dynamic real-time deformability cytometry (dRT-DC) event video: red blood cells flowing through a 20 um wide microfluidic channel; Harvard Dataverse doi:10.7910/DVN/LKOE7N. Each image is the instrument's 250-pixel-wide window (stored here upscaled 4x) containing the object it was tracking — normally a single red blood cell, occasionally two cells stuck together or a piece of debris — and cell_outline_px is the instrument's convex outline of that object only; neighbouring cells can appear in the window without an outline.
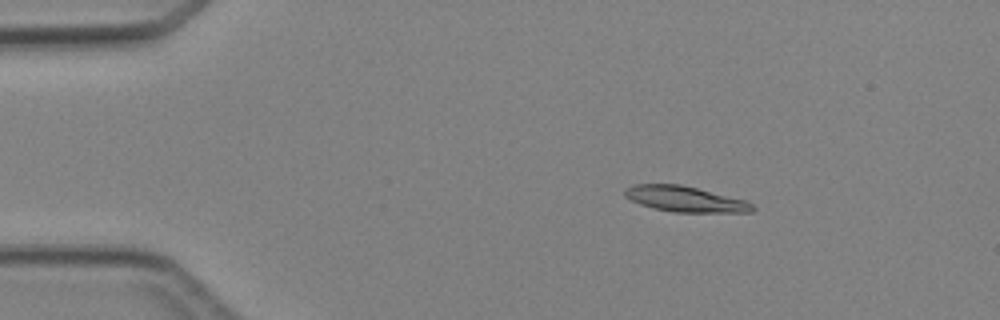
{"species": "Egyptian fruit bat (a non-hibernating species)", "species_latin": "Rousettus aegyptiacus", "temperature_condition": "cold", "stored_images_in_passage": 6, "camera_frame_rate_fps": 3000, "um_per_image_px": 0.085, "animal": {"sex": "female"}, "frame": {"image": 1, "passage_image": 3, "time_ms": 2.333, "image_size_px": [1000, 320], "cell_outline_px": [[756, 208], [752, 212], [672, 212], [652, 208], [640, 204], [624, 196], [624, 188], [636, 184], [680, 184], [748, 200]], "centroid_in_image_um": [58.25, 16.92], "position_along_channel_um": 26.7, "area_um2": 19.19}}
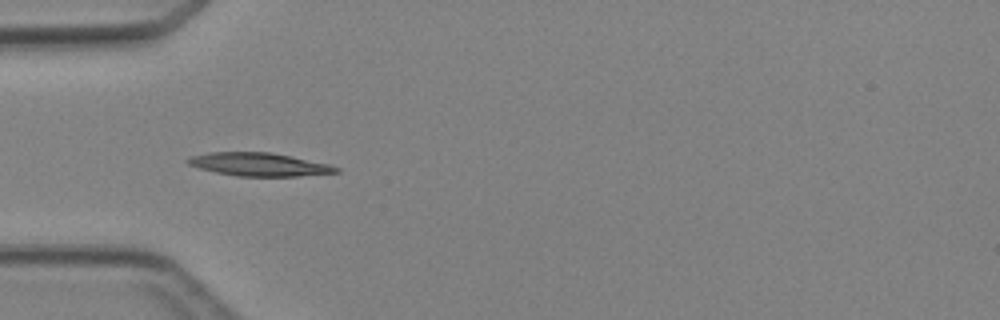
{"frame": {"image": 2, "passage_image": 5, "time_ms": 4.667, "image_size_px": [1000, 320], "cell_outline_px": [[340, 172], [300, 176], [236, 176], [216, 172], [200, 168], [188, 164], [184, 160], [188, 156], [208, 152], [268, 152], [292, 156], [328, 164], [340, 168]], "centroid_in_image_um": [21.99, 13.97], "position_along_channel_um": 63.0, "area_um2": 20.11}}
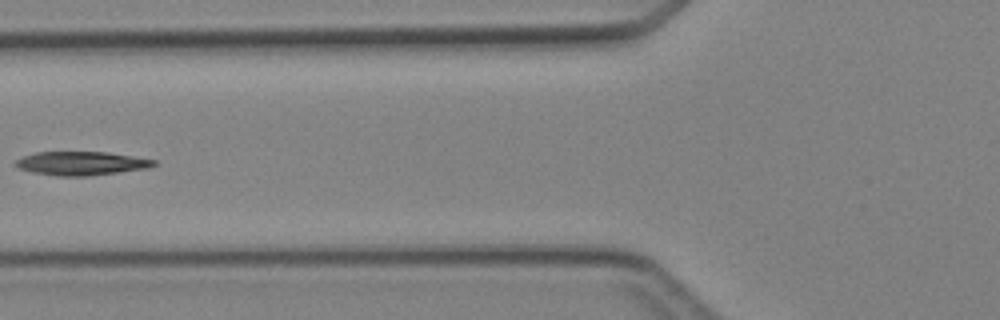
{"frame": {"image": 3, "passage_image": 6, "time_ms": 6.0, "image_size_px": [1000, 320], "cell_outline_px": [[160, 164], [148, 168], [88, 176], [56, 176], [32, 172], [16, 168], [12, 164], [16, 160], [24, 156], [36, 152], [108, 152], [156, 160]], "centroid_in_image_um": [6.9, 13.89], "position_along_channel_um": 118.9, "area_um2": 19.25}}